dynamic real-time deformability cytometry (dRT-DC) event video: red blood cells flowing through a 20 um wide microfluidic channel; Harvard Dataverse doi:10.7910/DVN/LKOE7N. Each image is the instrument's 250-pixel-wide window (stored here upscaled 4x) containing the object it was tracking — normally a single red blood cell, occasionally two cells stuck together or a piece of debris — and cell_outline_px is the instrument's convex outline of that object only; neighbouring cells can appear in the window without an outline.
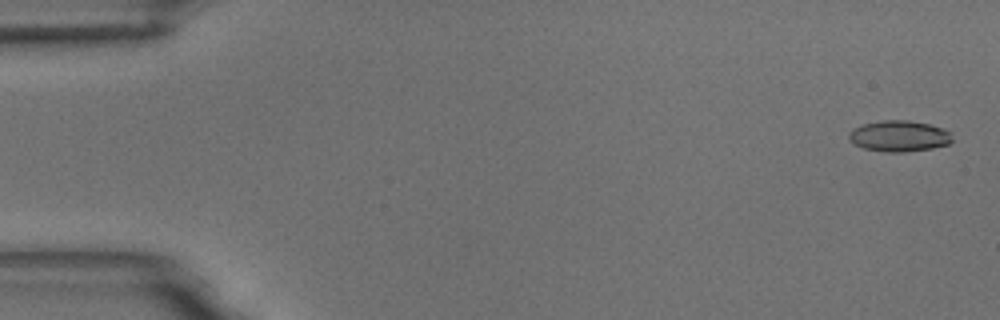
{"species": "common noctule bat (a hibernating species)", "species_latin": "Nyctalus noctula", "temperature_condition": "room temperature", "stored_images_in_passage": 56, "camera_frame_rate_fps": 3000, "um_per_image_px": 0.085, "animal": {"sex": "male", "body_mass_g": 18.8}, "frame": {"image": 1, "passage_image": 2, "time_ms": 0.333, "image_size_px": [1000, 320], "cell_outline_px": [[952, 140], [948, 144], [932, 148], [904, 152], [884, 152], [864, 148], [848, 140], [848, 132], [852, 128], [860, 124], [884, 120], [908, 120], [928, 124], [944, 128], [952, 132]], "centroid_in_image_um": [76.41, 11.56], "position_along_channel_um": 8.6, "area_um2": 18.9}}
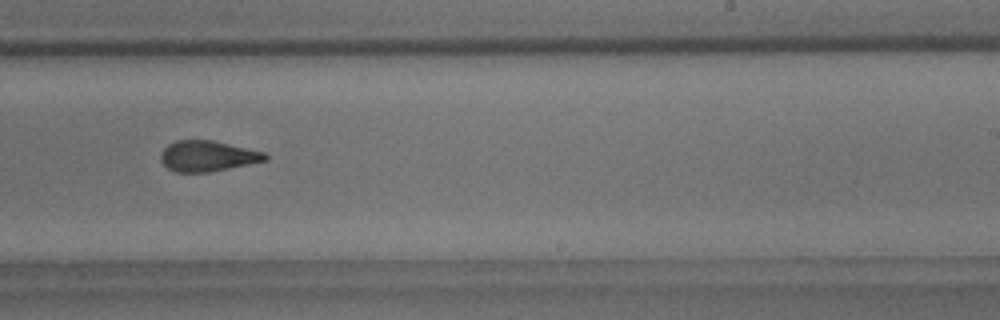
{"frame": {"image": 2, "passage_image": 35, "time_ms": 11.333, "image_size_px": [1000, 320], "cell_outline_px": [[268, 160], [208, 172], [176, 172], [168, 168], [160, 160], [160, 152], [168, 144], [176, 140], [212, 140], [264, 152], [268, 156]], "centroid_in_image_um": [17.61, 13.26], "position_along_channel_um": 271.4, "area_um2": 18.55}}
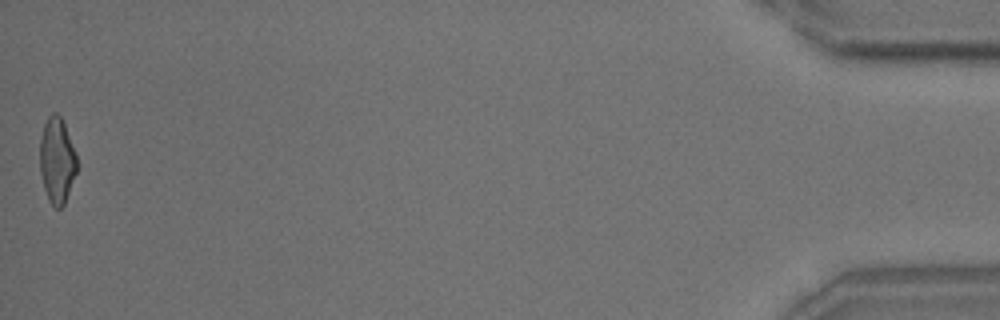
{"frame": {"image": 3, "passage_image": 56, "time_ms": 18.333, "image_size_px": [1000, 320], "cell_outline_px": [[76, 172], [64, 204], [60, 208], [56, 208], [48, 200], [44, 188], [40, 172], [40, 140], [44, 124], [48, 116], [52, 112], [56, 112], [60, 116], [64, 124], [76, 152]], "centroid_in_image_um": [4.83, 13.62], "position_along_channel_um": 430.4, "area_um2": 18.32}, "authors_computed_cell_mechanics": {"area_um2": 19.0451, "velocity_mm_per_s": 3.6433, "shape_relaxation_time_tau1_ms": 8.7374, "shape_relaxation_time_tau2_ms": 2.1252, "deformation_change_tau1": 0.2071, "deformation_change_tau2": 0.1106}}